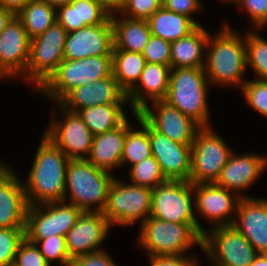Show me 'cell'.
<instances>
[{
  "label": "cell",
  "mask_w": 267,
  "mask_h": 266,
  "mask_svg": "<svg viewBox=\"0 0 267 266\" xmlns=\"http://www.w3.org/2000/svg\"><path fill=\"white\" fill-rule=\"evenodd\" d=\"M130 183L154 189L166 181L157 160L150 156L129 168Z\"/></svg>",
  "instance_id": "e575fe53"
},
{
  "label": "cell",
  "mask_w": 267,
  "mask_h": 266,
  "mask_svg": "<svg viewBox=\"0 0 267 266\" xmlns=\"http://www.w3.org/2000/svg\"><path fill=\"white\" fill-rule=\"evenodd\" d=\"M247 68H252L258 80H267V40L255 31H246Z\"/></svg>",
  "instance_id": "836d02e7"
},
{
  "label": "cell",
  "mask_w": 267,
  "mask_h": 266,
  "mask_svg": "<svg viewBox=\"0 0 267 266\" xmlns=\"http://www.w3.org/2000/svg\"><path fill=\"white\" fill-rule=\"evenodd\" d=\"M34 161L23 181L28 206L64 201L70 159L48 137L42 136Z\"/></svg>",
  "instance_id": "6da1fadb"
},
{
  "label": "cell",
  "mask_w": 267,
  "mask_h": 266,
  "mask_svg": "<svg viewBox=\"0 0 267 266\" xmlns=\"http://www.w3.org/2000/svg\"><path fill=\"white\" fill-rule=\"evenodd\" d=\"M240 10H245L247 17L252 21L253 30L267 26V0H234Z\"/></svg>",
  "instance_id": "b9f144b4"
},
{
  "label": "cell",
  "mask_w": 267,
  "mask_h": 266,
  "mask_svg": "<svg viewBox=\"0 0 267 266\" xmlns=\"http://www.w3.org/2000/svg\"><path fill=\"white\" fill-rule=\"evenodd\" d=\"M128 131V119L119 127L93 136L90 153L86 160L107 172L121 167V157Z\"/></svg>",
  "instance_id": "d4e9b609"
},
{
  "label": "cell",
  "mask_w": 267,
  "mask_h": 266,
  "mask_svg": "<svg viewBox=\"0 0 267 266\" xmlns=\"http://www.w3.org/2000/svg\"><path fill=\"white\" fill-rule=\"evenodd\" d=\"M203 234L202 251L214 266H250L258 252L234 227H210Z\"/></svg>",
  "instance_id": "30bf717a"
},
{
  "label": "cell",
  "mask_w": 267,
  "mask_h": 266,
  "mask_svg": "<svg viewBox=\"0 0 267 266\" xmlns=\"http://www.w3.org/2000/svg\"><path fill=\"white\" fill-rule=\"evenodd\" d=\"M65 28L55 21L43 34L31 39L26 82H32L38 90L57 70L64 60Z\"/></svg>",
  "instance_id": "8fae6325"
},
{
  "label": "cell",
  "mask_w": 267,
  "mask_h": 266,
  "mask_svg": "<svg viewBox=\"0 0 267 266\" xmlns=\"http://www.w3.org/2000/svg\"><path fill=\"white\" fill-rule=\"evenodd\" d=\"M16 17L22 22L28 37L33 39L43 34L56 21V8L42 0H32Z\"/></svg>",
  "instance_id": "d6a6232c"
},
{
  "label": "cell",
  "mask_w": 267,
  "mask_h": 266,
  "mask_svg": "<svg viewBox=\"0 0 267 266\" xmlns=\"http://www.w3.org/2000/svg\"><path fill=\"white\" fill-rule=\"evenodd\" d=\"M250 266H267V254H258Z\"/></svg>",
  "instance_id": "681fc988"
},
{
  "label": "cell",
  "mask_w": 267,
  "mask_h": 266,
  "mask_svg": "<svg viewBox=\"0 0 267 266\" xmlns=\"http://www.w3.org/2000/svg\"><path fill=\"white\" fill-rule=\"evenodd\" d=\"M36 245L50 266L56 260H59L60 266H71L72 260L67 252L65 236L51 235L39 240Z\"/></svg>",
  "instance_id": "d590c367"
},
{
  "label": "cell",
  "mask_w": 267,
  "mask_h": 266,
  "mask_svg": "<svg viewBox=\"0 0 267 266\" xmlns=\"http://www.w3.org/2000/svg\"><path fill=\"white\" fill-rule=\"evenodd\" d=\"M124 105H96L82 108L77 111V114L90 129L93 136H95L119 127L128 119L122 108Z\"/></svg>",
  "instance_id": "f546056e"
},
{
  "label": "cell",
  "mask_w": 267,
  "mask_h": 266,
  "mask_svg": "<svg viewBox=\"0 0 267 266\" xmlns=\"http://www.w3.org/2000/svg\"><path fill=\"white\" fill-rule=\"evenodd\" d=\"M108 17L95 0H72L69 4L56 8V21L67 33L102 24Z\"/></svg>",
  "instance_id": "4316f807"
},
{
  "label": "cell",
  "mask_w": 267,
  "mask_h": 266,
  "mask_svg": "<svg viewBox=\"0 0 267 266\" xmlns=\"http://www.w3.org/2000/svg\"><path fill=\"white\" fill-rule=\"evenodd\" d=\"M238 155L232 152L215 184L229 191H235L234 193L239 197H249L248 195H241L240 190H245L254 184L267 169V156L256 153Z\"/></svg>",
  "instance_id": "603a6c76"
},
{
  "label": "cell",
  "mask_w": 267,
  "mask_h": 266,
  "mask_svg": "<svg viewBox=\"0 0 267 266\" xmlns=\"http://www.w3.org/2000/svg\"><path fill=\"white\" fill-rule=\"evenodd\" d=\"M171 67L146 62L138 82L126 93L133 113H139L151 102L165 100ZM148 98V99H147ZM147 99V100H146Z\"/></svg>",
  "instance_id": "cb8c5ba5"
},
{
  "label": "cell",
  "mask_w": 267,
  "mask_h": 266,
  "mask_svg": "<svg viewBox=\"0 0 267 266\" xmlns=\"http://www.w3.org/2000/svg\"><path fill=\"white\" fill-rule=\"evenodd\" d=\"M101 8L109 15L120 14L125 6L126 0H95Z\"/></svg>",
  "instance_id": "bcb514c9"
},
{
  "label": "cell",
  "mask_w": 267,
  "mask_h": 266,
  "mask_svg": "<svg viewBox=\"0 0 267 266\" xmlns=\"http://www.w3.org/2000/svg\"><path fill=\"white\" fill-rule=\"evenodd\" d=\"M214 36L208 34L205 73L209 83L243 87L247 69L245 34L240 36L228 23Z\"/></svg>",
  "instance_id": "7a4b0ae2"
},
{
  "label": "cell",
  "mask_w": 267,
  "mask_h": 266,
  "mask_svg": "<svg viewBox=\"0 0 267 266\" xmlns=\"http://www.w3.org/2000/svg\"><path fill=\"white\" fill-rule=\"evenodd\" d=\"M58 106L63 112V119L58 121L55 113H52L50 126L44 135L60 148L69 159H86L91 150L93 134L77 112L69 111L59 103Z\"/></svg>",
  "instance_id": "4fadbf2b"
},
{
  "label": "cell",
  "mask_w": 267,
  "mask_h": 266,
  "mask_svg": "<svg viewBox=\"0 0 267 266\" xmlns=\"http://www.w3.org/2000/svg\"><path fill=\"white\" fill-rule=\"evenodd\" d=\"M30 42L22 22L15 16L0 32V78L22 77L26 81Z\"/></svg>",
  "instance_id": "9a60e30c"
},
{
  "label": "cell",
  "mask_w": 267,
  "mask_h": 266,
  "mask_svg": "<svg viewBox=\"0 0 267 266\" xmlns=\"http://www.w3.org/2000/svg\"><path fill=\"white\" fill-rule=\"evenodd\" d=\"M147 21L151 35L169 42L176 41L188 35L197 27L189 17L169 11L163 6Z\"/></svg>",
  "instance_id": "f1b7e54d"
},
{
  "label": "cell",
  "mask_w": 267,
  "mask_h": 266,
  "mask_svg": "<svg viewBox=\"0 0 267 266\" xmlns=\"http://www.w3.org/2000/svg\"><path fill=\"white\" fill-rule=\"evenodd\" d=\"M150 266H200L193 255H151Z\"/></svg>",
  "instance_id": "ee69618b"
},
{
  "label": "cell",
  "mask_w": 267,
  "mask_h": 266,
  "mask_svg": "<svg viewBox=\"0 0 267 266\" xmlns=\"http://www.w3.org/2000/svg\"><path fill=\"white\" fill-rule=\"evenodd\" d=\"M15 266H50L41 254L38 245L26 237L20 242L15 255Z\"/></svg>",
  "instance_id": "ab89813d"
},
{
  "label": "cell",
  "mask_w": 267,
  "mask_h": 266,
  "mask_svg": "<svg viewBox=\"0 0 267 266\" xmlns=\"http://www.w3.org/2000/svg\"><path fill=\"white\" fill-rule=\"evenodd\" d=\"M112 75V55L91 56L83 59H64L57 70L37 90L57 104L79 85Z\"/></svg>",
  "instance_id": "5b68a950"
},
{
  "label": "cell",
  "mask_w": 267,
  "mask_h": 266,
  "mask_svg": "<svg viewBox=\"0 0 267 266\" xmlns=\"http://www.w3.org/2000/svg\"><path fill=\"white\" fill-rule=\"evenodd\" d=\"M113 180L111 173L95 167L86 159H70L66 169L64 201L70 195L69 203L82 211L103 212Z\"/></svg>",
  "instance_id": "3957f363"
},
{
  "label": "cell",
  "mask_w": 267,
  "mask_h": 266,
  "mask_svg": "<svg viewBox=\"0 0 267 266\" xmlns=\"http://www.w3.org/2000/svg\"><path fill=\"white\" fill-rule=\"evenodd\" d=\"M106 250L79 256L72 260L71 266H117Z\"/></svg>",
  "instance_id": "f6af8a7d"
},
{
  "label": "cell",
  "mask_w": 267,
  "mask_h": 266,
  "mask_svg": "<svg viewBox=\"0 0 267 266\" xmlns=\"http://www.w3.org/2000/svg\"><path fill=\"white\" fill-rule=\"evenodd\" d=\"M47 2L50 6L58 8L59 6L69 4L72 0H42Z\"/></svg>",
  "instance_id": "f907efd6"
},
{
  "label": "cell",
  "mask_w": 267,
  "mask_h": 266,
  "mask_svg": "<svg viewBox=\"0 0 267 266\" xmlns=\"http://www.w3.org/2000/svg\"><path fill=\"white\" fill-rule=\"evenodd\" d=\"M151 201V188L125 183L114 177L103 215L112 226L126 227L137 220L142 224L150 215Z\"/></svg>",
  "instance_id": "ba28073f"
},
{
  "label": "cell",
  "mask_w": 267,
  "mask_h": 266,
  "mask_svg": "<svg viewBox=\"0 0 267 266\" xmlns=\"http://www.w3.org/2000/svg\"><path fill=\"white\" fill-rule=\"evenodd\" d=\"M209 32L198 25L188 35L171 42V68H199L205 66L204 51Z\"/></svg>",
  "instance_id": "484cf974"
},
{
  "label": "cell",
  "mask_w": 267,
  "mask_h": 266,
  "mask_svg": "<svg viewBox=\"0 0 267 266\" xmlns=\"http://www.w3.org/2000/svg\"><path fill=\"white\" fill-rule=\"evenodd\" d=\"M25 238V228H0V266L14 264L20 242Z\"/></svg>",
  "instance_id": "8d00e7d4"
},
{
  "label": "cell",
  "mask_w": 267,
  "mask_h": 266,
  "mask_svg": "<svg viewBox=\"0 0 267 266\" xmlns=\"http://www.w3.org/2000/svg\"><path fill=\"white\" fill-rule=\"evenodd\" d=\"M59 104L72 112L104 104H129L126 92L114 76L95 80L92 84L79 85L71 90Z\"/></svg>",
  "instance_id": "44dd1931"
},
{
  "label": "cell",
  "mask_w": 267,
  "mask_h": 266,
  "mask_svg": "<svg viewBox=\"0 0 267 266\" xmlns=\"http://www.w3.org/2000/svg\"><path fill=\"white\" fill-rule=\"evenodd\" d=\"M204 67L171 68L164 101L177 108L200 127H210L207 90L210 87Z\"/></svg>",
  "instance_id": "277c9868"
},
{
  "label": "cell",
  "mask_w": 267,
  "mask_h": 266,
  "mask_svg": "<svg viewBox=\"0 0 267 266\" xmlns=\"http://www.w3.org/2000/svg\"><path fill=\"white\" fill-rule=\"evenodd\" d=\"M222 1H223V2H227V3H228V2H231V3H232L234 0H221V2H222Z\"/></svg>",
  "instance_id": "816d5d0a"
},
{
  "label": "cell",
  "mask_w": 267,
  "mask_h": 266,
  "mask_svg": "<svg viewBox=\"0 0 267 266\" xmlns=\"http://www.w3.org/2000/svg\"><path fill=\"white\" fill-rule=\"evenodd\" d=\"M193 184L190 181L166 180L152 189L150 217L163 221L190 224L202 237L207 231L194 215Z\"/></svg>",
  "instance_id": "52a82bcc"
},
{
  "label": "cell",
  "mask_w": 267,
  "mask_h": 266,
  "mask_svg": "<svg viewBox=\"0 0 267 266\" xmlns=\"http://www.w3.org/2000/svg\"><path fill=\"white\" fill-rule=\"evenodd\" d=\"M247 104L267 118V80H246L242 87Z\"/></svg>",
  "instance_id": "74e56055"
},
{
  "label": "cell",
  "mask_w": 267,
  "mask_h": 266,
  "mask_svg": "<svg viewBox=\"0 0 267 266\" xmlns=\"http://www.w3.org/2000/svg\"><path fill=\"white\" fill-rule=\"evenodd\" d=\"M234 227L259 254H267V198L241 197Z\"/></svg>",
  "instance_id": "7402d4cb"
},
{
  "label": "cell",
  "mask_w": 267,
  "mask_h": 266,
  "mask_svg": "<svg viewBox=\"0 0 267 266\" xmlns=\"http://www.w3.org/2000/svg\"><path fill=\"white\" fill-rule=\"evenodd\" d=\"M82 212L66 201L30 205L26 211L25 237L36 244L51 235L65 236Z\"/></svg>",
  "instance_id": "7c38bea8"
},
{
  "label": "cell",
  "mask_w": 267,
  "mask_h": 266,
  "mask_svg": "<svg viewBox=\"0 0 267 266\" xmlns=\"http://www.w3.org/2000/svg\"><path fill=\"white\" fill-rule=\"evenodd\" d=\"M152 156L157 160L166 180L189 181L191 145H184L156 132L149 125Z\"/></svg>",
  "instance_id": "d6986e66"
},
{
  "label": "cell",
  "mask_w": 267,
  "mask_h": 266,
  "mask_svg": "<svg viewBox=\"0 0 267 266\" xmlns=\"http://www.w3.org/2000/svg\"><path fill=\"white\" fill-rule=\"evenodd\" d=\"M111 227L103 212L83 211L76 224L65 235L70 259L104 250L100 245L108 237Z\"/></svg>",
  "instance_id": "2e32d148"
},
{
  "label": "cell",
  "mask_w": 267,
  "mask_h": 266,
  "mask_svg": "<svg viewBox=\"0 0 267 266\" xmlns=\"http://www.w3.org/2000/svg\"><path fill=\"white\" fill-rule=\"evenodd\" d=\"M211 128L201 127L191 145L192 184L215 183L233 152Z\"/></svg>",
  "instance_id": "9c48e42d"
},
{
  "label": "cell",
  "mask_w": 267,
  "mask_h": 266,
  "mask_svg": "<svg viewBox=\"0 0 267 266\" xmlns=\"http://www.w3.org/2000/svg\"><path fill=\"white\" fill-rule=\"evenodd\" d=\"M113 26V50L142 53L151 37L149 23L144 19H131L121 14L110 16Z\"/></svg>",
  "instance_id": "83f0119b"
},
{
  "label": "cell",
  "mask_w": 267,
  "mask_h": 266,
  "mask_svg": "<svg viewBox=\"0 0 267 266\" xmlns=\"http://www.w3.org/2000/svg\"><path fill=\"white\" fill-rule=\"evenodd\" d=\"M193 193H195L194 209L214 227L233 225L234 215L241 199L239 195H234L232 191L215 183L193 184Z\"/></svg>",
  "instance_id": "e0dca14e"
},
{
  "label": "cell",
  "mask_w": 267,
  "mask_h": 266,
  "mask_svg": "<svg viewBox=\"0 0 267 266\" xmlns=\"http://www.w3.org/2000/svg\"><path fill=\"white\" fill-rule=\"evenodd\" d=\"M139 112L140 116L158 133L174 142L192 145L197 131L201 128L192 119L166 101H155Z\"/></svg>",
  "instance_id": "5bb4252c"
},
{
  "label": "cell",
  "mask_w": 267,
  "mask_h": 266,
  "mask_svg": "<svg viewBox=\"0 0 267 266\" xmlns=\"http://www.w3.org/2000/svg\"><path fill=\"white\" fill-rule=\"evenodd\" d=\"M16 15L9 10H5L0 7V32L8 25V23L15 17Z\"/></svg>",
  "instance_id": "c3c4849f"
},
{
  "label": "cell",
  "mask_w": 267,
  "mask_h": 266,
  "mask_svg": "<svg viewBox=\"0 0 267 266\" xmlns=\"http://www.w3.org/2000/svg\"><path fill=\"white\" fill-rule=\"evenodd\" d=\"M113 47V26L109 16L102 24L69 32L63 54L67 60L112 55Z\"/></svg>",
  "instance_id": "ac0fdd59"
},
{
  "label": "cell",
  "mask_w": 267,
  "mask_h": 266,
  "mask_svg": "<svg viewBox=\"0 0 267 266\" xmlns=\"http://www.w3.org/2000/svg\"><path fill=\"white\" fill-rule=\"evenodd\" d=\"M162 6L169 11L189 17L197 26L201 25L193 19V16L191 17L194 12L201 10L200 0H162Z\"/></svg>",
  "instance_id": "7bdbcfd3"
},
{
  "label": "cell",
  "mask_w": 267,
  "mask_h": 266,
  "mask_svg": "<svg viewBox=\"0 0 267 266\" xmlns=\"http://www.w3.org/2000/svg\"><path fill=\"white\" fill-rule=\"evenodd\" d=\"M27 208L23 182L4 162L0 166V228H25Z\"/></svg>",
  "instance_id": "ffe728a7"
},
{
  "label": "cell",
  "mask_w": 267,
  "mask_h": 266,
  "mask_svg": "<svg viewBox=\"0 0 267 266\" xmlns=\"http://www.w3.org/2000/svg\"><path fill=\"white\" fill-rule=\"evenodd\" d=\"M171 42L151 35L145 45L142 55L146 62L167 65L170 67Z\"/></svg>",
  "instance_id": "f35d334b"
},
{
  "label": "cell",
  "mask_w": 267,
  "mask_h": 266,
  "mask_svg": "<svg viewBox=\"0 0 267 266\" xmlns=\"http://www.w3.org/2000/svg\"><path fill=\"white\" fill-rule=\"evenodd\" d=\"M161 7L162 0H126L120 14L131 19L148 20Z\"/></svg>",
  "instance_id": "60d3db41"
},
{
  "label": "cell",
  "mask_w": 267,
  "mask_h": 266,
  "mask_svg": "<svg viewBox=\"0 0 267 266\" xmlns=\"http://www.w3.org/2000/svg\"><path fill=\"white\" fill-rule=\"evenodd\" d=\"M136 120L142 127L132 129L128 120V131L126 134L123 153L121 157V166L128 162L130 166L139 163L143 159L152 156L151 144L149 140V124L140 116L139 113H133Z\"/></svg>",
  "instance_id": "1f68e13d"
},
{
  "label": "cell",
  "mask_w": 267,
  "mask_h": 266,
  "mask_svg": "<svg viewBox=\"0 0 267 266\" xmlns=\"http://www.w3.org/2000/svg\"><path fill=\"white\" fill-rule=\"evenodd\" d=\"M145 64L142 53L112 51V75L126 93L138 82Z\"/></svg>",
  "instance_id": "4dcf8cb0"
},
{
  "label": "cell",
  "mask_w": 267,
  "mask_h": 266,
  "mask_svg": "<svg viewBox=\"0 0 267 266\" xmlns=\"http://www.w3.org/2000/svg\"><path fill=\"white\" fill-rule=\"evenodd\" d=\"M140 227L137 245L151 255H186L197 245L202 250L203 237L190 225L148 217Z\"/></svg>",
  "instance_id": "8992f818"
},
{
  "label": "cell",
  "mask_w": 267,
  "mask_h": 266,
  "mask_svg": "<svg viewBox=\"0 0 267 266\" xmlns=\"http://www.w3.org/2000/svg\"><path fill=\"white\" fill-rule=\"evenodd\" d=\"M32 0H0V7L17 15Z\"/></svg>",
  "instance_id": "7dc6e473"
}]
</instances>
